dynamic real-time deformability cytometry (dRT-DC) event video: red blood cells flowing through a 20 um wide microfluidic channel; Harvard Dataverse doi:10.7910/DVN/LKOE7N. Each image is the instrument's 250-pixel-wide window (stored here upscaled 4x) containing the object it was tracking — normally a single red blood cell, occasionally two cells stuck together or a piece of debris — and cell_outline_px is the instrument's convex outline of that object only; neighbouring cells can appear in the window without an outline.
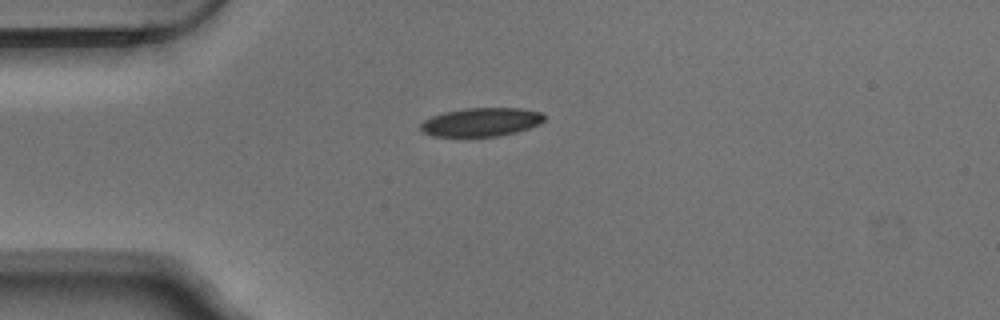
{"species": "Egyptian fruit bat (a non-hibernating species)", "species_latin": "Rousettus aegyptiacus", "temperature_condition": "warm", "stored_images_in_passage": 3, "camera_frame_rate_fps": 3000, "um_per_image_px": 0.085, "animal": {"sex": "male"}, "frame": {"image": 1, "passage_image": 1, "time_ms": 0.0, "image_size_px": [1000, 320], "cell_outline_px": [[544, 120], [540, 124], [516, 132], [496, 136], [432, 136], [424, 132], [420, 128], [420, 124], [424, 120], [432, 116], [444, 112], [464, 108], [520, 108], [540, 112], [544, 116]], "centroid_in_image_um": [40.89, 10.37], "position_along_channel_um": 44.1, "area_um2": 20.46}}